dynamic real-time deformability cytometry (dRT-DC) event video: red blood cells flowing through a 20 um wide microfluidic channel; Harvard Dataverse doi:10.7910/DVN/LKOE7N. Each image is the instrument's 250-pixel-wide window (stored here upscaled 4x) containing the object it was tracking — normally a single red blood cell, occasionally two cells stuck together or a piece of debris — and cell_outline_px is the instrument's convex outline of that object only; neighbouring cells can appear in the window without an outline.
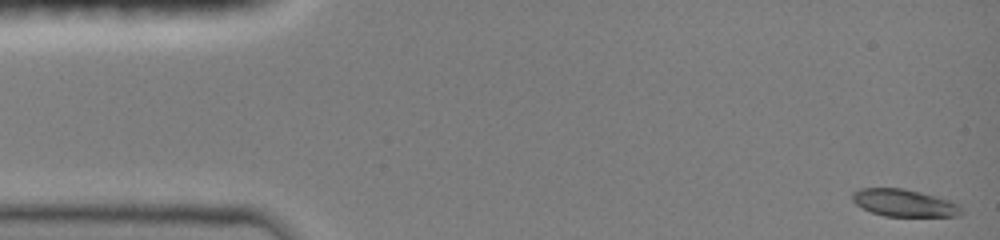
{"species": "common noctule bat (a hibernating species)", "species_latin": "Nyctalus noctula", "temperature_condition": "room temperature", "stored_images_in_passage": 45, "camera_frame_rate_fps": 3000, "um_per_image_px": 0.085, "animal": {"sex": "female", "body_mass_g": 19.0, "forearm_length_mm": 51.5}, "frame": {"image": 1, "passage_image": 1, "time_ms": 0.0, "image_size_px": [1000, 240], "cell_outline_px": [[964, 212], [960, 216], [884, 216], [872, 212], [856, 204], [852, 200], [852, 192], [860, 188], [904, 188], [952, 200], [960, 204]], "centroid_in_image_um": [76.91, 17.24], "position_along_channel_um": 8.1, "area_um2": 17.51}}
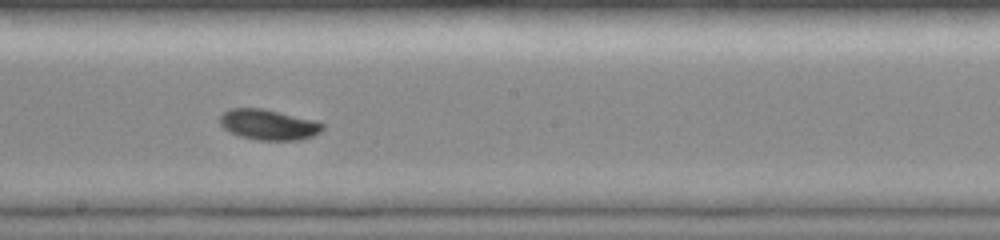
{"frame": {"image": 2, "passage_image": 26, "time_ms": 8.333, "image_size_px": [1000, 240], "cell_outline_px": [[324, 128], [320, 132], [312, 136], [300, 140], [260, 140], [240, 136], [224, 128], [220, 124], [220, 116], [224, 112], [232, 108], [264, 108], [316, 120], [324, 124]], "centroid_in_image_um": [22.86, 10.58], "position_along_channel_um": 225.3, "area_um2": 18.26}}
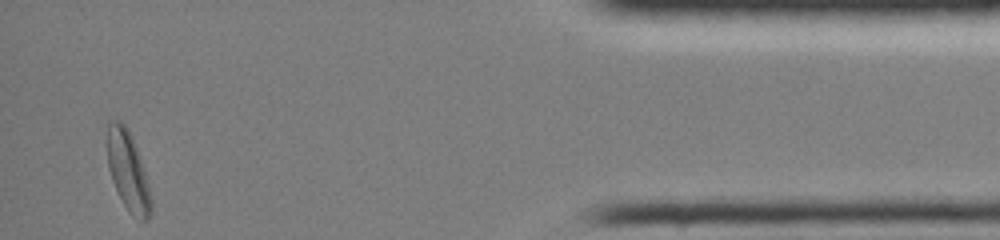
{"frame": {"image": 3, "passage_image": 45, "time_ms": 14.667, "image_size_px": [1000, 240], "cell_outline_px": [[152, 212], [148, 220], [140, 220], [132, 216], [128, 212], [112, 180], [108, 168], [108, 124], [112, 120], [120, 120], [124, 124], [132, 136], [148, 184], [152, 200]], "centroid_in_image_um": [10.89, 14.59], "position_along_channel_um": 424.3, "area_um2": 19.88}, "authors_computed_cell_mechanics": {"area_um2": 17.7446, "velocity_mm_per_s": 4.0209, "shape_relaxation_time_tau1_ms": 3.6611, "shape_relaxation_time_tau2_ms": null, "deformation_change_tau1": 0.1583, "deformation_change_tau2": null}}